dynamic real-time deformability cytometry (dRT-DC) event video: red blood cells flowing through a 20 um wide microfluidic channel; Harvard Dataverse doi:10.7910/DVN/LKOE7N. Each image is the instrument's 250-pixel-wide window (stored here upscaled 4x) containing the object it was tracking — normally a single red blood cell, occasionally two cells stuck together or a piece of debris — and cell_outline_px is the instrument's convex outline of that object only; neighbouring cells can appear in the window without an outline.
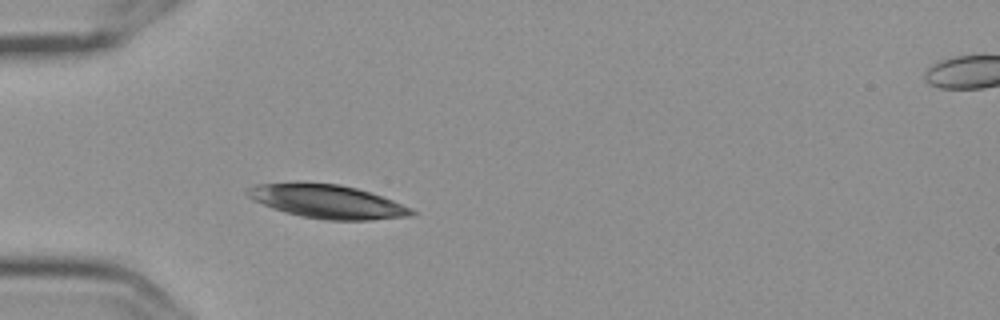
{"species": "Egyptian fruit bat (a non-hibernating species)", "species_latin": "Rousettus aegyptiacus", "temperature_condition": "cold", "stored_images_in_passage": 3, "camera_frame_rate_fps": 3000, "um_per_image_px": 0.085, "frame": {"image": 1, "passage_image": 2, "time_ms": 0.333, "image_size_px": [1000, 320], "cell_outline_px": [[416, 212], [412, 216], [372, 220], [324, 220], [300, 216], [284, 212], [272, 208], [252, 200], [244, 192], [244, 188], [256, 184], [300, 180], [304, 180], [340, 184], [356, 188], [392, 200], [412, 208]], "centroid_in_image_um": [27.72, 17.09], "position_along_channel_um": 57.3, "area_um2": 33.0}}